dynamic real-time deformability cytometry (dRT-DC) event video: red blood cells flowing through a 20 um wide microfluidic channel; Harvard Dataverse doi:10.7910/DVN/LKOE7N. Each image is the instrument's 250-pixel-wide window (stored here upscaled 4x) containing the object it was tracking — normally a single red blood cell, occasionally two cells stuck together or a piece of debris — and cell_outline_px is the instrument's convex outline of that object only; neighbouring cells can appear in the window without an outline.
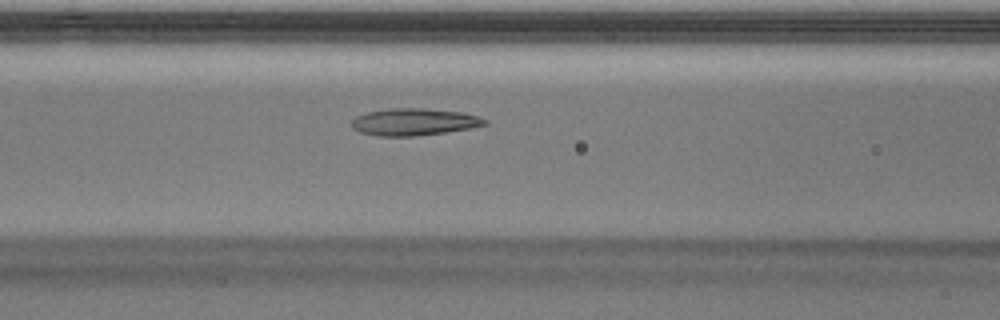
{"species": "Egyptian fruit bat (a non-hibernating species)", "species_latin": "Rousettus aegyptiacus", "temperature_condition": "warm", "stored_images_in_passage": 49, "camera_frame_rate_fps": 3000, "um_per_image_px": 0.085, "animal": {"sex": "male"}, "frame": {"image": 1, "passage_image": 22, "time_ms": 7.0, "image_size_px": [1000, 320], "cell_outline_px": [[488, 124], [468, 128], [444, 132], [412, 136], [376, 136], [360, 132], [352, 128], [352, 120], [356, 116], [368, 112], [388, 108], [424, 108], [464, 112], [488, 120]], "centroid_in_image_um": [35.17, 10.35], "position_along_channel_um": 131.4, "area_um2": 20.92}, "authors_computed_cell_mechanics": {"area_um2": 21.5594, "velocity_mm_per_s": 4.0107, "shape_relaxation_time_tau1_ms": null, "shape_relaxation_time_tau2_ms": 1.5811, "deformation_change_tau1": null, "deformation_change_tau2": 0.0863}}